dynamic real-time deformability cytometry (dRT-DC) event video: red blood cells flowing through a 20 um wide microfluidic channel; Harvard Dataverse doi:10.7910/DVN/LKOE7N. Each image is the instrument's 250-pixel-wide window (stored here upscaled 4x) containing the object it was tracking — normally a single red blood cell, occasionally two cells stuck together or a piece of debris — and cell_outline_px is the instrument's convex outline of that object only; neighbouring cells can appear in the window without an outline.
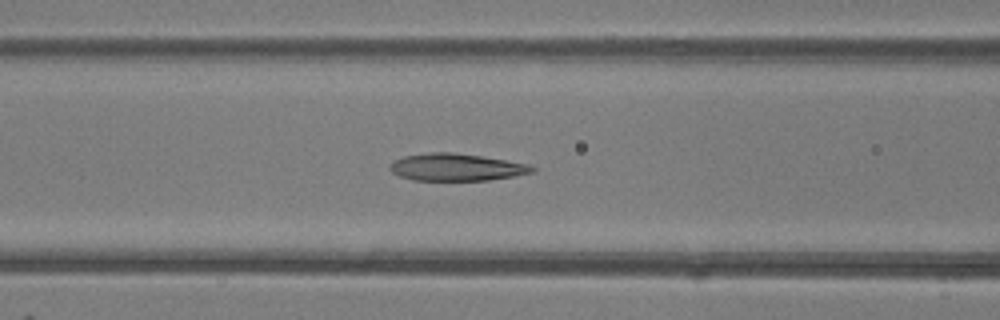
{"species": "common noctule bat (a hibernating species)", "species_latin": "Nyctalus noctula", "temperature_condition": "room temperature", "stored_images_in_passage": 38, "camera_frame_rate_fps": 3000, "um_per_image_px": 0.085, "animal": {"sex": "female"}, "frame": {"image": 1, "passage_image": 19, "time_ms": 6.0, "image_size_px": [1000, 320], "cell_outline_px": [[536, 172], [488, 180], [412, 180], [400, 176], [392, 172], [388, 168], [392, 160], [404, 156], [432, 152], [452, 152], [480, 156], [528, 164], [536, 168]], "centroid_in_image_um": [38.76, 14.21], "position_along_channel_um": 127.8, "area_um2": 22.48}}
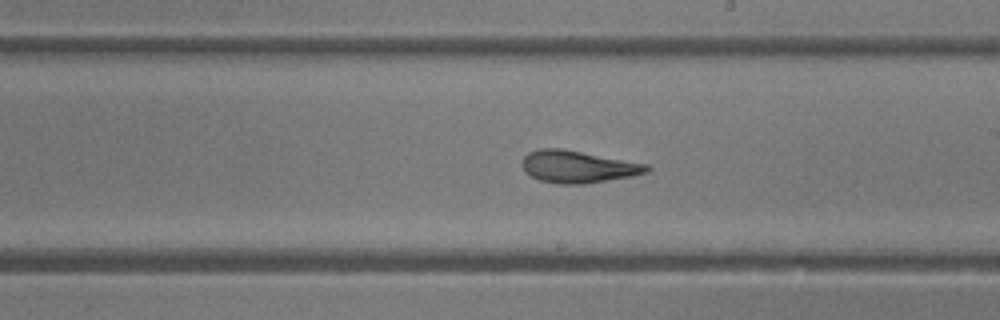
{"frame": {"image": 2, "passage_image": 27, "time_ms": 8.667, "image_size_px": [1000, 320], "cell_outline_px": [[652, 168], [648, 172], [632, 176], [584, 184], [560, 184], [540, 180], [524, 172], [520, 164], [524, 156], [528, 152], [540, 148], [560, 148], [648, 164]], "centroid_in_image_um": [49.1, 14.17], "position_along_channel_um": 239.9, "area_um2": 23.41}}
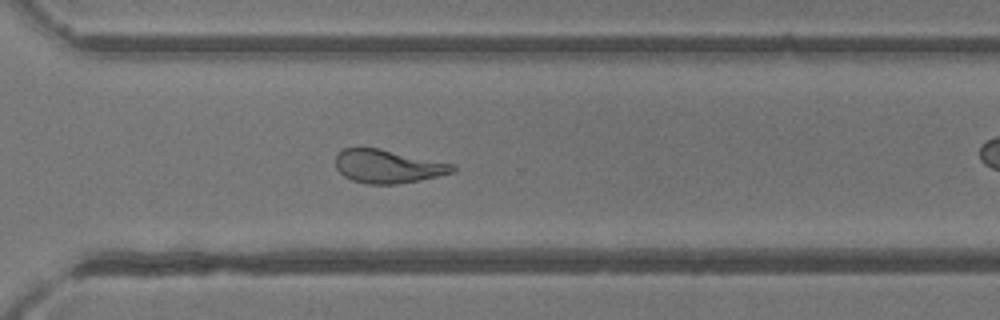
{"frame": {"image": 3, "passage_image": 34, "time_ms": 11.0, "image_size_px": [1000, 320], "cell_outline_px": [[456, 168], [452, 172], [420, 180], [396, 184], [368, 184], [352, 180], [344, 176], [336, 168], [336, 156], [344, 148], [380, 148], [456, 164]], "centroid_in_image_um": [32.98, 14.13], "position_along_channel_um": 337.6, "area_um2": 22.72}}